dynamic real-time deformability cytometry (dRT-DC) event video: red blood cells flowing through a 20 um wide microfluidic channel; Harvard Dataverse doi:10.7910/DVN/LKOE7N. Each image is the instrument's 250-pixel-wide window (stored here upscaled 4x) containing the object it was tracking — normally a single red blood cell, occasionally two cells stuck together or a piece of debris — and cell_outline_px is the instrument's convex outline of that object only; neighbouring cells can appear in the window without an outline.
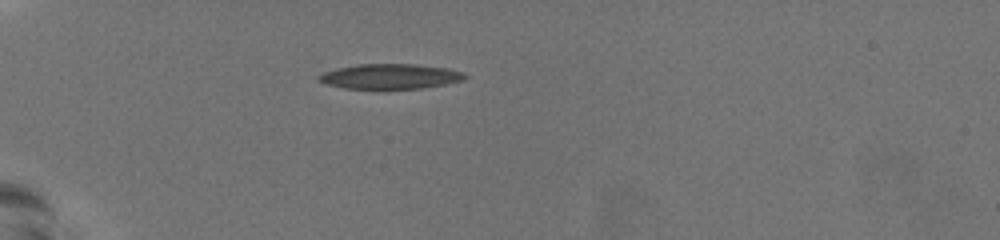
{"species": "common noctule bat (a hibernating species)", "species_latin": "Nyctalus noctula", "temperature_condition": "warm", "stored_images_in_passage": 39, "camera_frame_rate_fps": 3000, "um_per_image_px": 0.085, "animal": {"sex": "female", "body_mass_g": 19.5, "forearm_length_mm": 54.1}, "frame": {"image": 1, "passage_image": 1, "time_ms": 0.0, "image_size_px": [1000, 240], "cell_outline_px": [[468, 76], [460, 80], [444, 84], [424, 88], [344, 88], [328, 84], [320, 80], [316, 76], [324, 72], [336, 68], [356, 64], [416, 64], [448, 68], [464, 72]], "centroid_in_image_um": [33.17, 6.48], "position_along_channel_um": 51.8, "area_um2": 21.1}}
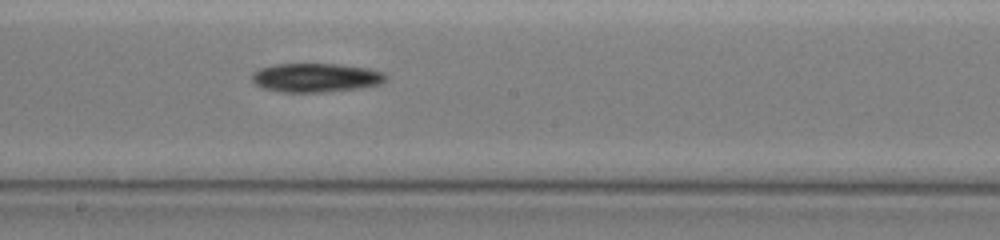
{"frame": {"image": 2, "passage_image": 17, "time_ms": 5.333, "image_size_px": [1000, 240], "cell_outline_px": [[384, 80], [380, 84], [360, 88], [316, 92], [280, 92], [264, 88], [256, 84], [252, 80], [252, 72], [260, 68], [276, 64], [336, 64], [368, 68], [380, 72], [384, 76]], "centroid_in_image_um": [26.78, 6.6], "position_along_channel_um": 221.4, "area_um2": 22.2}}
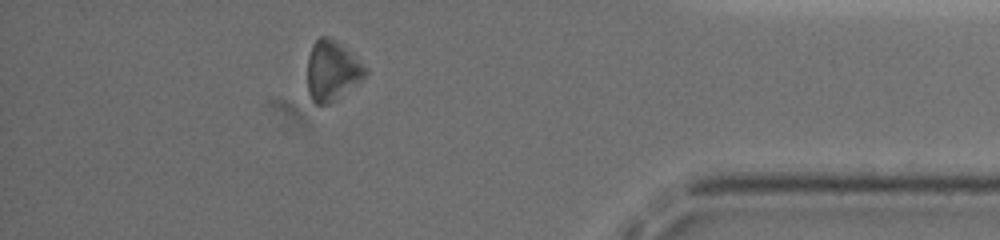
{"frame": {"image": 3, "passage_image": 34, "time_ms": 11.0, "image_size_px": [1000, 240], "cell_outline_px": [[368, 72], [360, 80], [336, 100], [328, 104], [316, 104], [312, 100], [308, 92], [308, 56], [312, 44], [320, 36], [328, 36], [336, 40], [368, 68]], "centroid_in_image_um": [28.21, 6.0], "position_along_channel_um": 407.0, "area_um2": 20.11}, "authors_computed_cell_mechanics": {"area_um2": 21.386, "velocity_mm_per_s": 3.7865, "shape_relaxation_time_tau1_ms": 2.0616, "shape_relaxation_time_tau2_ms": null, "deformation_change_tau1": 0.0816, "deformation_change_tau2": null}}